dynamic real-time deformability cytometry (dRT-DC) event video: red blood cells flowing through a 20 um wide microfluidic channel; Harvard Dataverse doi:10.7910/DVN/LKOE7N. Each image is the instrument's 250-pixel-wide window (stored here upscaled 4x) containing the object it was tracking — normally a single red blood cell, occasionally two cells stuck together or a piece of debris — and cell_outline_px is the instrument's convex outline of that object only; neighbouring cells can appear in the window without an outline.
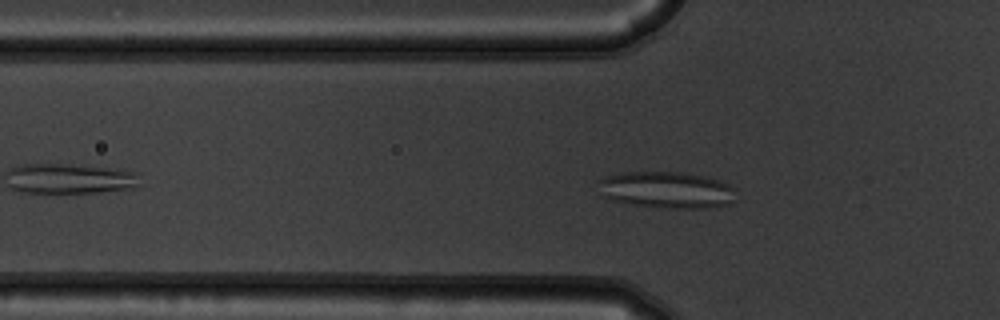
{"species": "common noctule bat (a hibernating species)", "species_latin": "Nyctalus noctula", "temperature_condition": "warm", "stored_images_in_passage": 43, "camera_frame_rate_fps": 3000, "um_per_image_px": 0.085, "animal": {"sex": "male", "body_mass_g": 19.5, "forearm_length_mm": 54.6}, "frame": {"image": 1, "passage_image": 7, "time_ms": 2.0, "image_size_px": [1000, 320], "cell_outline_px": [[736, 200], [728, 204], [716, 208], [656, 208], [632, 204], [612, 200], [600, 196], [596, 180], [604, 176], [624, 172], [688, 172], [720, 180], [728, 184], [732, 188]], "centroid_in_image_um": [56.62, 16.14], "position_along_channel_um": 69.2, "area_um2": 30.06}}
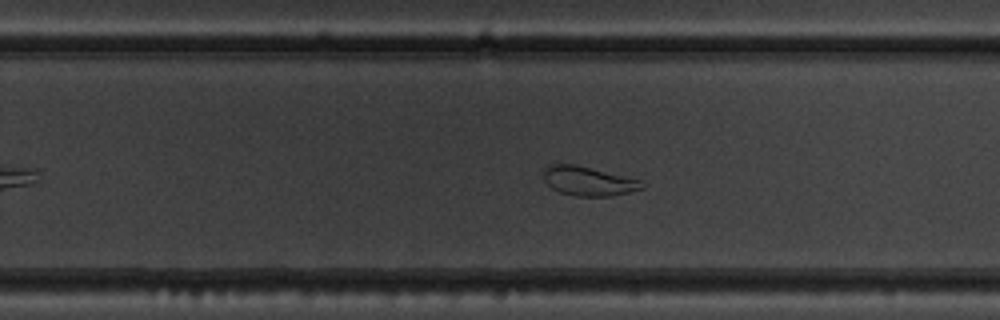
{"frame": {"image": 2, "passage_image": 24, "time_ms": 7.667, "image_size_px": [1000, 320], "cell_outline_px": [[644, 188], [612, 196], [572, 196], [560, 192], [552, 188], [544, 180], [540, 172], [548, 164], [576, 164], [640, 180], [644, 184]], "centroid_in_image_um": [49.95, 15.38], "position_along_channel_um": 279.9, "area_um2": 16.88}}
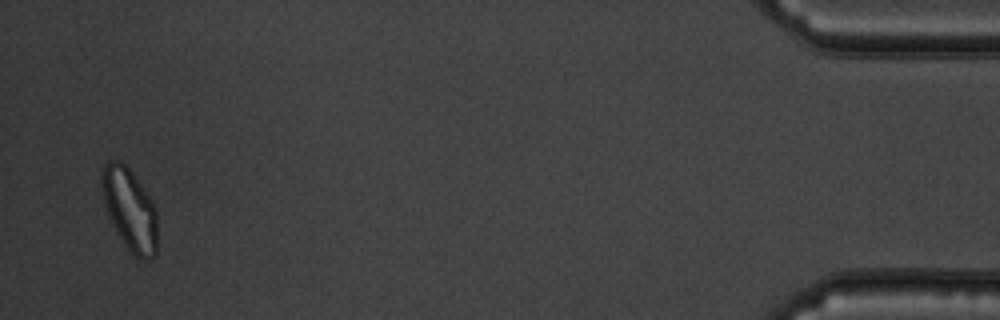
{"frame": {"image": 3, "passage_image": 42, "time_ms": 13.667, "image_size_px": [1000, 320], "cell_outline_px": [[156, 256], [148, 260], [144, 260], [136, 256], [124, 244], [116, 232], [108, 212], [100, 188], [100, 168], [108, 160], [120, 160], [132, 172], [144, 188], [152, 200], [156, 208]], "centroid_in_image_um": [11.01, 17.75], "position_along_channel_um": 424.2, "area_um2": 26.7}, "authors_computed_cell_mechanics": {"area_um2": 24.1604, "velocity_mm_per_s": 3.7251, "shape_relaxation_time_tau1_ms": null, "shape_relaxation_time_tau2_ms": 1.126, "deformation_change_tau1": null, "deformation_change_tau2": 0.0754}}